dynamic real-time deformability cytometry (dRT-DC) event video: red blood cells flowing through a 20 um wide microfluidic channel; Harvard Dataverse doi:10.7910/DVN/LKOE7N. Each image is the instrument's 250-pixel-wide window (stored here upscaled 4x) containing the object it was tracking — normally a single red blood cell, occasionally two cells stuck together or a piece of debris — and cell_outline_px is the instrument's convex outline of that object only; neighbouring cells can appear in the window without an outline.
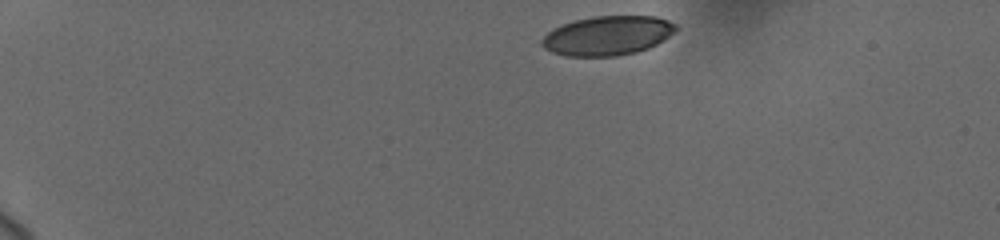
{"species": "human", "species_latin": "Homo sapiens", "temperature_condition": "cold", "stored_images_in_passage": 5, "camera_frame_rate_fps": 3000, "um_per_image_px": 0.085, "donor": {"sex": "female"}, "frame": {"image": 1, "passage_image": 1, "time_ms": 0.0, "image_size_px": [1000, 240], "cell_outline_px": [[676, 28], [664, 40], [648, 48], [636, 52], [616, 56], [564, 56], [552, 52], [544, 48], [540, 44], [540, 40], [548, 32], [564, 24], [576, 20], [592, 16], [656, 16], [668, 20], [676, 24]], "centroid_in_image_um": [51.62, 3.03], "position_along_channel_um": 33.4, "area_um2": 30.58}}
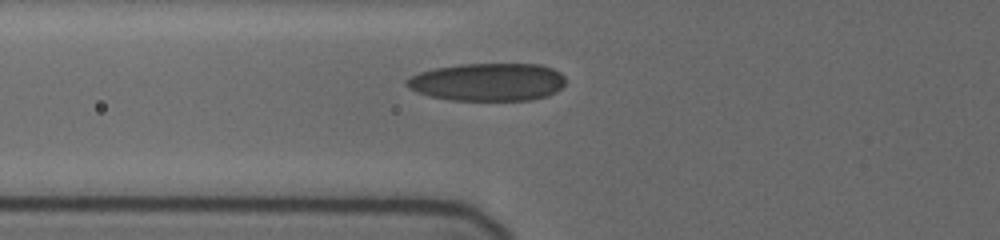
{"frame": {"image": 2, "passage_image": 5, "time_ms": 4.0, "image_size_px": [1000, 240], "cell_outline_px": [[564, 84], [556, 92], [548, 96], [532, 100], [448, 100], [416, 92], [408, 88], [404, 84], [404, 80], [420, 72], [436, 68], [460, 64], [540, 64], [552, 68], [560, 72], [564, 76]], "centroid_in_image_um": [41.46, 6.97], "position_along_channel_um": 84.3, "area_um2": 35.2}}